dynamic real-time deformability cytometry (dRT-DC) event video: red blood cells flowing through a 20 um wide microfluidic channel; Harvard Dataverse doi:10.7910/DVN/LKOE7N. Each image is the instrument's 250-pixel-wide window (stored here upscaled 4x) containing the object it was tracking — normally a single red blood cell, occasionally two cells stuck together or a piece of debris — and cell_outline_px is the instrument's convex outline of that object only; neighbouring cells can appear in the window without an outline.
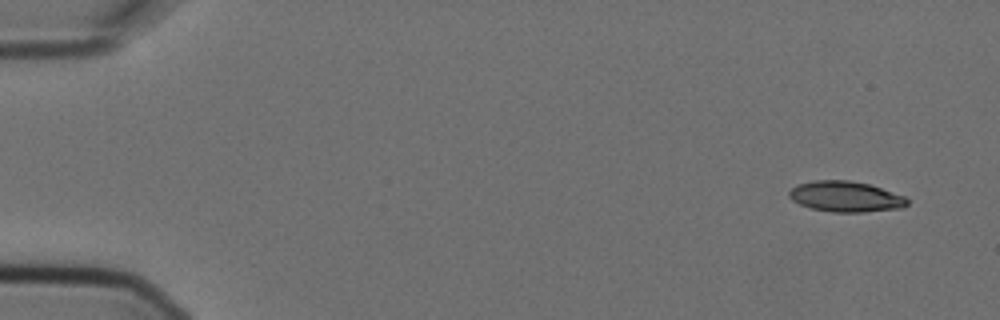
{"species": "Egyptian fruit bat (a non-hibernating species)", "species_latin": "Rousettus aegyptiacus", "temperature_condition": "cold", "stored_images_in_passage": 6, "camera_frame_rate_fps": 3000, "um_per_image_px": 0.085, "animal": {"sex": "female"}, "frame": {"image": 1, "passage_image": 1, "time_ms": 0.0, "image_size_px": [1000, 320], "cell_outline_px": [[908, 204], [904, 208], [864, 212], [832, 212], [812, 208], [800, 204], [792, 200], [788, 196], [788, 192], [796, 184], [812, 180], [848, 180], [868, 184], [904, 196], [908, 200]], "centroid_in_image_um": [71.86, 16.71], "position_along_channel_um": 13.1, "area_um2": 21.1}}
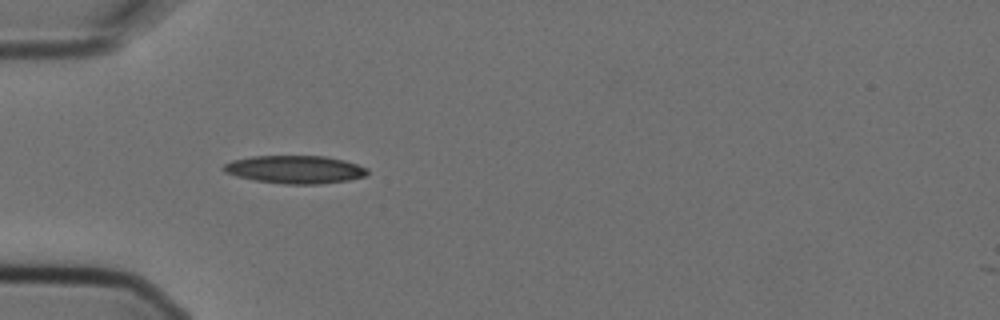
{"frame": {"image": 2, "passage_image": 5, "time_ms": 1.333, "image_size_px": [1000, 320], "cell_outline_px": [[368, 172], [364, 176], [348, 180], [320, 184], [284, 184], [256, 180], [236, 176], [224, 172], [220, 168], [224, 164], [232, 160], [252, 156], [324, 156], [344, 160], [368, 168]], "centroid_in_image_um": [25.05, 14.4], "position_along_channel_um": 60.0, "area_um2": 23.41}}
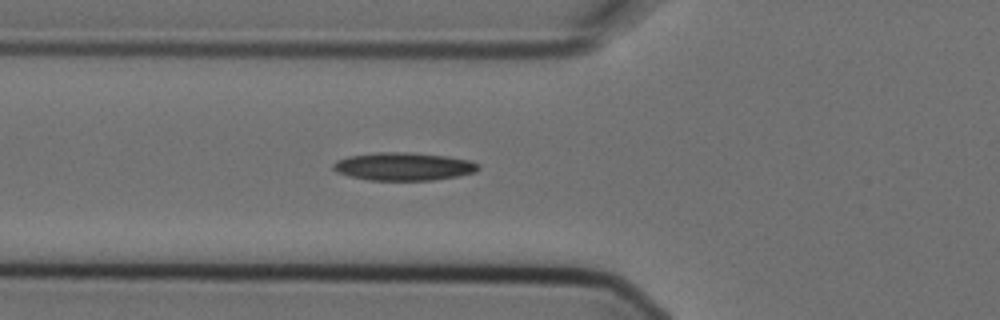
{"frame": {"image": 3, "passage_image": 6, "time_ms": 1.667, "image_size_px": [1000, 320], "cell_outline_px": [[480, 168], [476, 172], [456, 176], [432, 180], [368, 180], [348, 176], [336, 172], [332, 168], [332, 164], [336, 160], [348, 156], [376, 152], [408, 152], [448, 156], [472, 160], [480, 164]], "centroid_in_image_um": [34.3, 14.14], "position_along_channel_um": 91.5, "area_um2": 23.93}}